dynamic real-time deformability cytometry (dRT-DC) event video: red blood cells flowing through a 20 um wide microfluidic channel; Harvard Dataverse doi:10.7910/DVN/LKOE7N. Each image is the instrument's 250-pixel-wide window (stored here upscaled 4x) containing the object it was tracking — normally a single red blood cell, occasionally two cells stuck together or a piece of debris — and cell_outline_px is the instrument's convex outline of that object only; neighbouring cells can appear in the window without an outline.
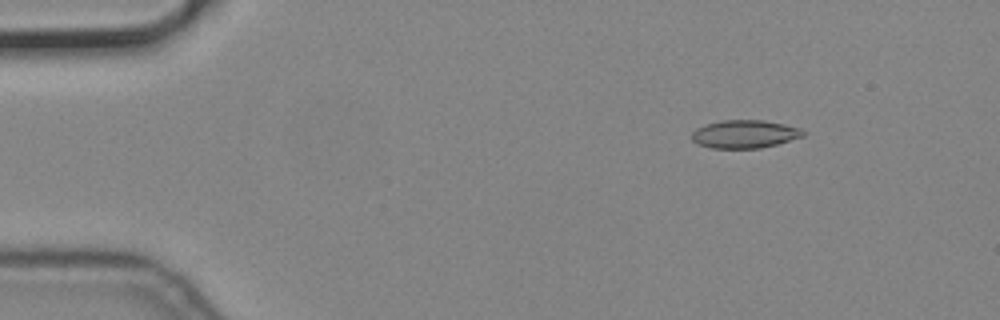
{"species": "common noctule bat (a hibernating species)", "species_latin": "Nyctalus noctula", "temperature_condition": "cold", "stored_images_in_passage": 12, "camera_frame_rate_fps": 3000, "um_per_image_px": 0.085, "animal": {"sex": "male", "body_mass_g": 19.2, "forearm_length_mm": 51.8}, "frame": {"image": 1, "passage_image": 1, "time_ms": 0.0, "image_size_px": [1000, 320], "cell_outline_px": [[804, 136], [776, 144], [760, 148], [712, 148], [700, 144], [692, 140], [692, 132], [696, 128], [720, 120], [764, 120], [784, 124], [800, 128], [804, 132]], "centroid_in_image_um": [63.3, 11.39], "position_along_channel_um": 21.7, "area_um2": 18.03}}
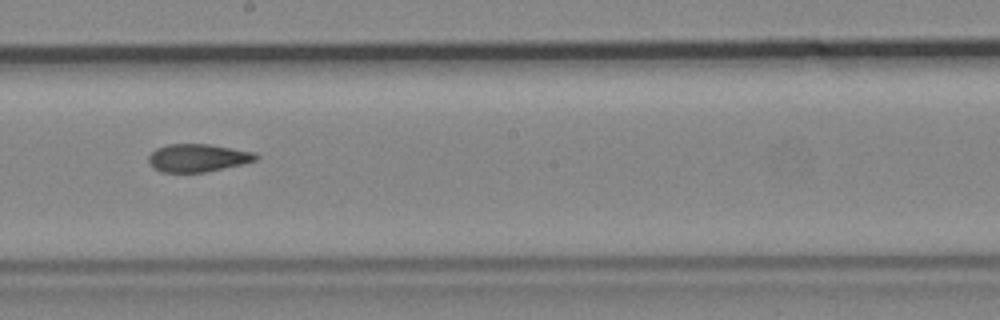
{"frame": {"image": 2, "passage_image": 7, "time_ms": 2.0, "image_size_px": [1000, 320], "cell_outline_px": [[260, 156], [256, 160], [244, 164], [204, 172], [160, 172], [152, 168], [148, 164], [148, 156], [156, 148], [168, 144], [208, 144], [256, 152]], "centroid_in_image_um": [16.8, 13.42], "position_along_channel_um": 231.4, "area_um2": 17.63}}
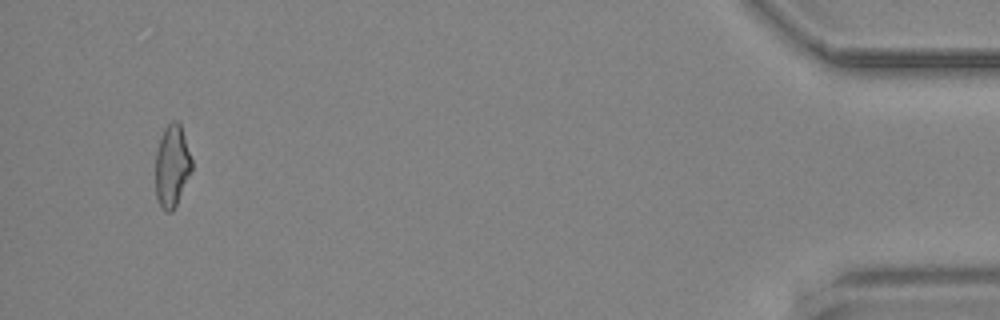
{"frame": {"image": 3, "passage_image": 12, "time_ms": 3.667, "image_size_px": [1000, 320], "cell_outline_px": [[192, 168], [176, 204], [172, 212], [168, 212], [160, 204], [156, 196], [156, 148], [160, 136], [164, 128], [172, 120], [176, 120], [180, 124], [192, 160]], "centroid_in_image_um": [14.6, 14.05], "position_along_channel_um": 420.6, "area_um2": 17.05}}